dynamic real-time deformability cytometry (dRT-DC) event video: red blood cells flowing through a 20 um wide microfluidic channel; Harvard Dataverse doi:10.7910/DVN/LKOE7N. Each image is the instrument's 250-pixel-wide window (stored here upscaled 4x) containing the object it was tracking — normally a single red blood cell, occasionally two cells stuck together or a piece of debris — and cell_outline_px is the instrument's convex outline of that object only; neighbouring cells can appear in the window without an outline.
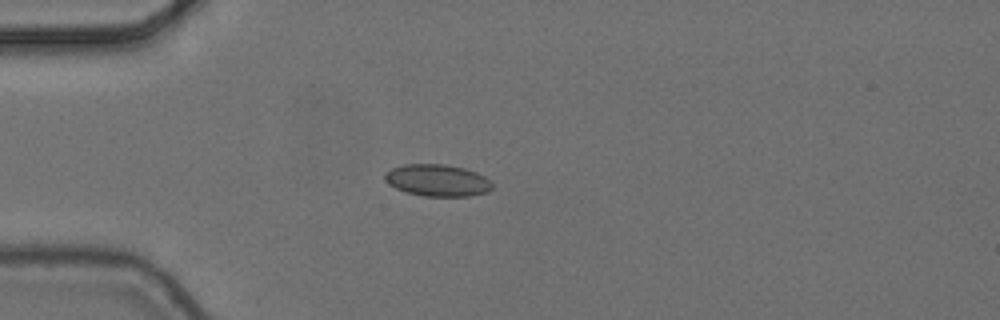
{"species": "common noctule bat (a hibernating species)", "species_latin": "Nyctalus noctula", "temperature_condition": "cold", "stored_images_in_passage": 5, "camera_frame_rate_fps": 3000, "um_per_image_px": 0.085, "animal": {"sex": "female", "body_mass_g": 24.6, "forearm_length_mm": 56.2}, "frame": {"image": 1, "passage_image": 4, "time_ms": 1.0, "image_size_px": [1000, 320], "cell_outline_px": [[492, 188], [488, 192], [468, 196], [424, 196], [408, 192], [396, 188], [388, 184], [384, 180], [384, 172], [392, 168], [404, 164], [444, 164], [464, 168], [476, 172], [492, 180]], "centroid_in_image_um": [37.18, 15.32], "position_along_channel_um": 47.8, "area_um2": 20.06}}
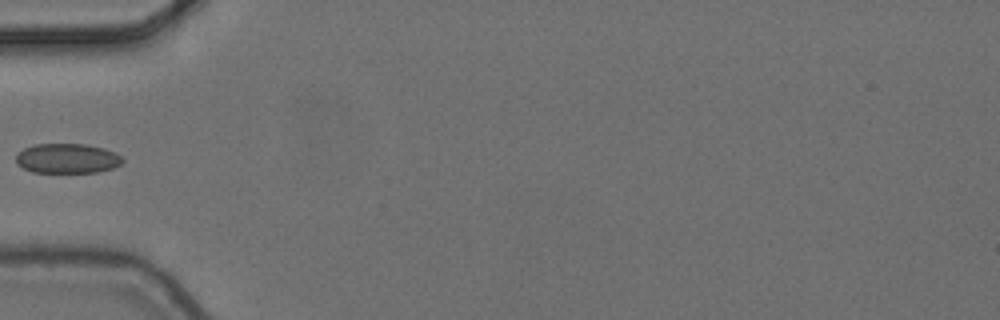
{"frame": {"image": 2, "passage_image": 5, "time_ms": 1.333, "image_size_px": [1000, 320], "cell_outline_px": [[124, 160], [120, 164], [112, 168], [96, 172], [32, 172], [16, 164], [16, 156], [24, 148], [32, 144], [88, 144], [104, 148], [116, 152]], "centroid_in_image_um": [5.71, 13.45], "position_along_channel_um": 79.3, "area_um2": 18.5}}